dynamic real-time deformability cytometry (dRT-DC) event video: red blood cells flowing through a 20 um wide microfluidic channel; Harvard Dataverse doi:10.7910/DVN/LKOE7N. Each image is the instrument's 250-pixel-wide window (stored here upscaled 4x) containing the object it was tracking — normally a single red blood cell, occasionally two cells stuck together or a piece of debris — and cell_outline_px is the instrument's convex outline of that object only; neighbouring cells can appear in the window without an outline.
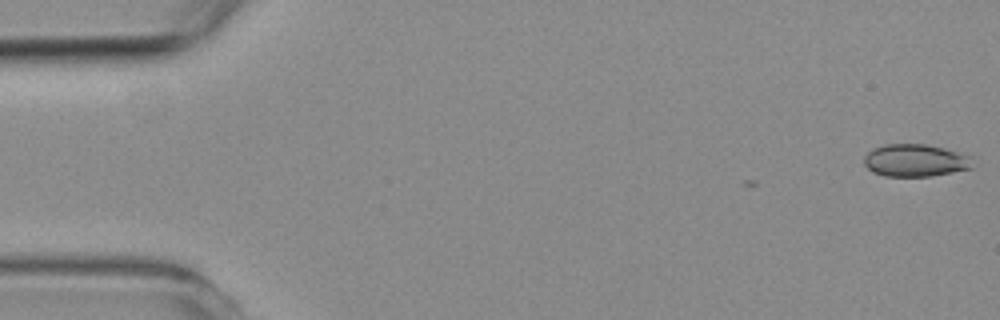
{"species": "common noctule bat (a hibernating species)", "species_latin": "Nyctalus noctula", "temperature_condition": "room temperature", "stored_images_in_passage": 5, "camera_frame_rate_fps": 3000, "um_per_image_px": 0.085, "animal": {"sex": "female", "body_mass_g": 19.3, "forearm_length_mm": 54.1}, "frame": {"image": 1, "passage_image": 1, "time_ms": 0.0, "image_size_px": [1000, 320], "cell_outline_px": [[972, 168], [932, 176], [884, 176], [872, 172], [864, 164], [864, 156], [872, 148], [884, 144], [928, 144], [944, 148], [968, 156]], "centroid_in_image_um": [77.73, 13.63], "position_along_channel_um": 7.3, "area_um2": 20.4}}